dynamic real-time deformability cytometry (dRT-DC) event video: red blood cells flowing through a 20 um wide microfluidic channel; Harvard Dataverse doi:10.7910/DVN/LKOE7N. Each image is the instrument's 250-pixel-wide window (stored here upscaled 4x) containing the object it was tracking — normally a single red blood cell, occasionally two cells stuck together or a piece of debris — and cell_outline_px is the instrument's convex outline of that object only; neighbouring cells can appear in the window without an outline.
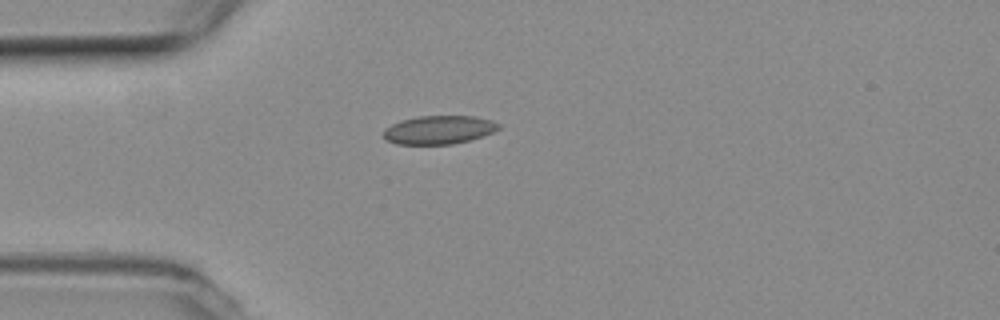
{"species": "common noctule bat (a hibernating species)", "species_latin": "Nyctalus noctula", "temperature_condition": "room temperature", "stored_images_in_passage": 42, "camera_frame_rate_fps": 3000, "um_per_image_px": 0.085, "animal": {"sex": "female", "body_mass_g": 19.3, "forearm_length_mm": 54.1}, "frame": {"image": 1, "passage_image": 1, "time_ms": 0.0, "image_size_px": [1000, 320], "cell_outline_px": [[500, 128], [492, 132], [468, 140], [452, 144], [396, 144], [384, 140], [384, 128], [392, 124], [404, 120], [420, 116], [476, 116], [492, 120], [500, 124]], "centroid_in_image_um": [37.29, 11.03], "position_along_channel_um": 47.7, "area_um2": 18.96}}
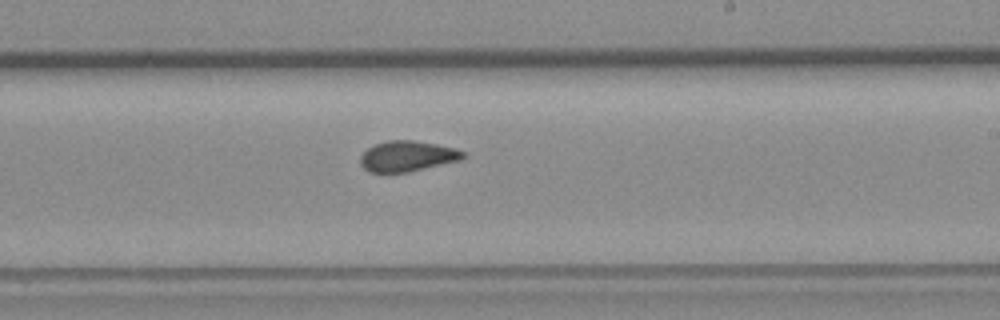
{"frame": {"image": 2, "passage_image": 19, "time_ms": 6.0, "image_size_px": [1000, 320], "cell_outline_px": [[464, 156], [460, 160], [408, 172], [368, 172], [360, 164], [360, 156], [368, 148], [376, 144], [388, 140], [412, 140], [436, 144], [456, 148], [464, 152]], "centroid_in_image_um": [34.6, 13.27], "position_along_channel_um": 254.4, "area_um2": 18.15}}
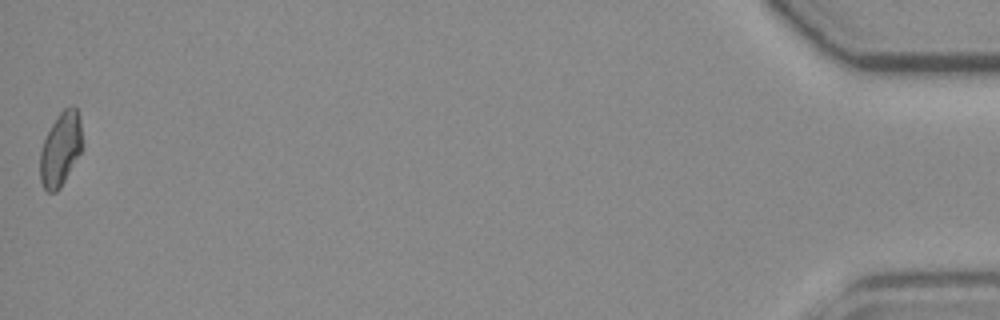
{"frame": {"image": 3, "passage_image": 42, "time_ms": 13.667, "image_size_px": [1000, 320], "cell_outline_px": [[80, 152], [60, 188], [56, 192], [48, 192], [44, 188], [40, 180], [40, 152], [44, 140], [56, 116], [64, 108], [72, 104], [76, 108], [80, 120]], "centroid_in_image_um": [5.11, 12.67], "position_along_channel_um": 430.1, "area_um2": 17.69}, "authors_computed_cell_mechanics": {"area_um2": 18.3804, "velocity_mm_per_s": 3.6583, "shape_relaxation_time_tau1_ms": null, "shape_relaxation_time_tau2_ms": 1.7019, "deformation_change_tau1": null, "deformation_change_tau2": 0.0663}}